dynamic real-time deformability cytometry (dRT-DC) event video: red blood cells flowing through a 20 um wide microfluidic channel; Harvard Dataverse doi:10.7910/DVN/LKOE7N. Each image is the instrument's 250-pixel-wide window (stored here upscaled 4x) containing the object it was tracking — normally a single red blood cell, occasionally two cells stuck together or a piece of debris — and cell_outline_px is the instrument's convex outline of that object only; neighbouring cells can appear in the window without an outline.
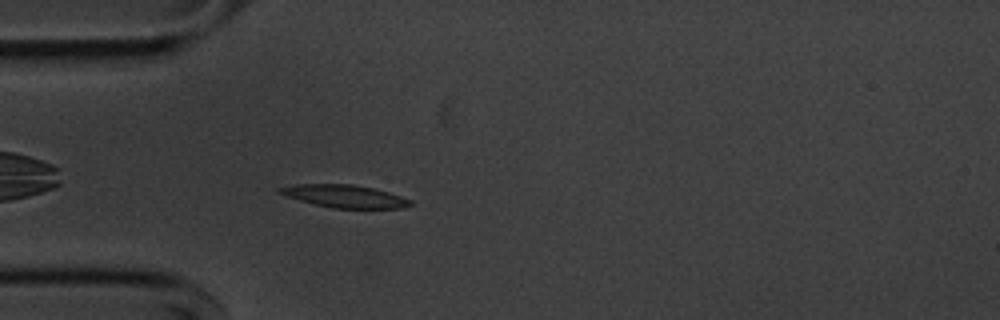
{"species": "common noctule bat (a hibernating species)", "species_latin": "Nyctalus noctula", "temperature_condition": "cold", "stored_images_in_passage": 43, "camera_frame_rate_fps": 3000, "um_per_image_px": 0.085, "animal": {"sex": "male", "body_mass_g": 20.1, "forearm_length_mm": 53.5}, "frame": {"image": 1, "passage_image": 4, "time_ms": 1.0, "image_size_px": [1000, 320], "cell_outline_px": [[412, 204], [400, 208], [332, 208], [300, 200], [276, 192], [276, 188], [296, 184], [352, 184], [372, 188], [388, 192], [412, 200]], "centroid_in_image_um": [29.27, 16.67], "position_along_channel_um": 55.7, "area_um2": 17.05}}
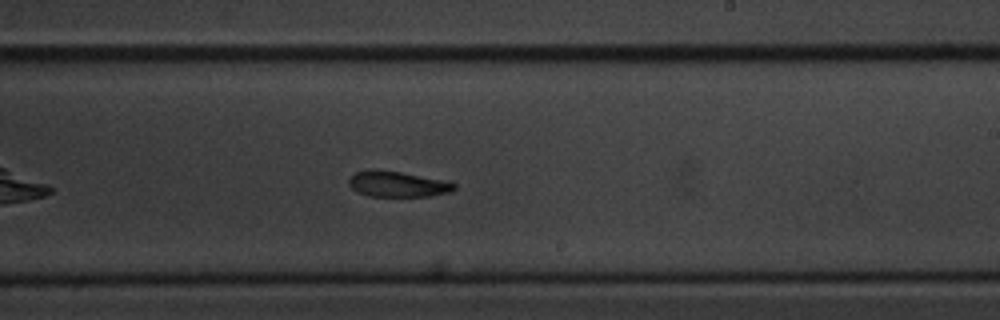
{"frame": {"image": 2, "passage_image": 21, "time_ms": 6.667, "image_size_px": [1000, 320], "cell_outline_px": [[456, 188], [452, 192], [428, 196], [368, 196], [356, 192], [348, 184], [348, 180], [356, 172], [368, 168], [376, 168], [400, 172], [444, 180], [456, 184]], "centroid_in_image_um": [33.76, 15.64], "position_along_channel_um": 255.2, "area_um2": 15.95}}
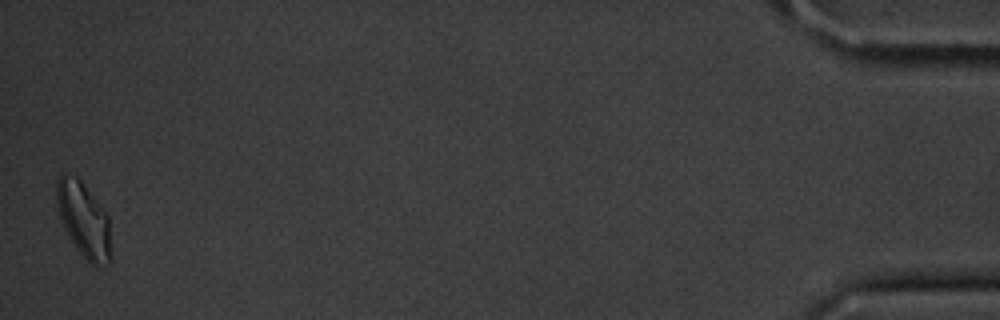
{"frame": {"image": 3, "passage_image": 43, "time_ms": 14.0, "image_size_px": [1000, 320], "cell_outline_px": [[112, 260], [108, 264], [96, 268], [76, 248], [68, 236], [64, 228], [60, 216], [56, 200], [56, 180], [64, 172], [68, 172], [76, 176], [80, 180], [108, 216], [112, 256]], "centroid_in_image_um": [7.13, 18.71], "position_along_channel_um": 428.1, "area_um2": 23.81}, "authors_computed_cell_mechanics": {"area_um2": 17.2244, "velocity_mm_per_s": 3.6021, "shape_relaxation_time_tau1_ms": 2.1409, "shape_relaxation_time_tau2_ms": 7.0342, "deformation_change_tau1": 0.1402, "deformation_change_tau2": 0.1642}}